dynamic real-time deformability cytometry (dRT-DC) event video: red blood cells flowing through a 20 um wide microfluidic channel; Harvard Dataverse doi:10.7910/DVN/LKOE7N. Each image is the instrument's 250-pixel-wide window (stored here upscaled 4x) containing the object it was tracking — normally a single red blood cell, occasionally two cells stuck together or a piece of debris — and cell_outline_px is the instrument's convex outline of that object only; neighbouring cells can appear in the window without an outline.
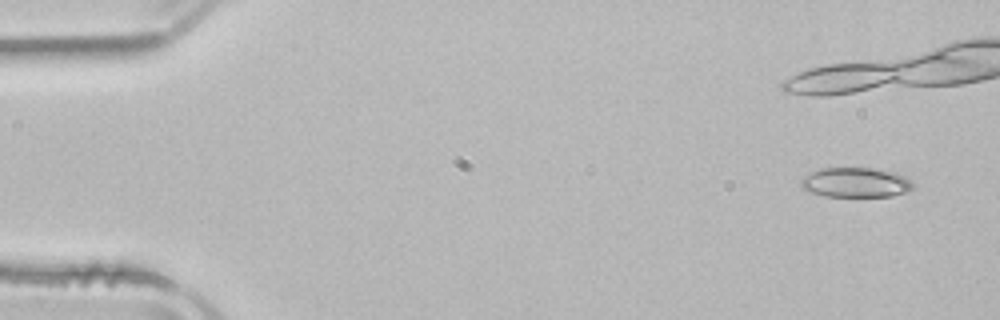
{"species": "common noctule bat (a hibernating species)", "species_latin": "Nyctalus noctula", "temperature_condition": "room temperature", "stored_images_in_passage": 13, "camera_frame_rate_fps": 3000, "um_per_image_px": 0.085, "animal": {"sex": "male", "body_mass_g": 21.5, "forearm_length_mm": 52.0}, "frame": {"image": 1, "passage_image": 3, "time_ms": 0.667, "image_size_px": [1000, 320], "cell_outline_px": [[912, 188], [908, 192], [892, 196], [824, 196], [812, 192], [804, 188], [800, 184], [800, 180], [804, 176], [820, 168], [876, 168], [896, 172], [912, 180]], "centroid_in_image_um": [72.77, 15.5], "position_along_channel_um": 12.2, "area_um2": 19.48}}